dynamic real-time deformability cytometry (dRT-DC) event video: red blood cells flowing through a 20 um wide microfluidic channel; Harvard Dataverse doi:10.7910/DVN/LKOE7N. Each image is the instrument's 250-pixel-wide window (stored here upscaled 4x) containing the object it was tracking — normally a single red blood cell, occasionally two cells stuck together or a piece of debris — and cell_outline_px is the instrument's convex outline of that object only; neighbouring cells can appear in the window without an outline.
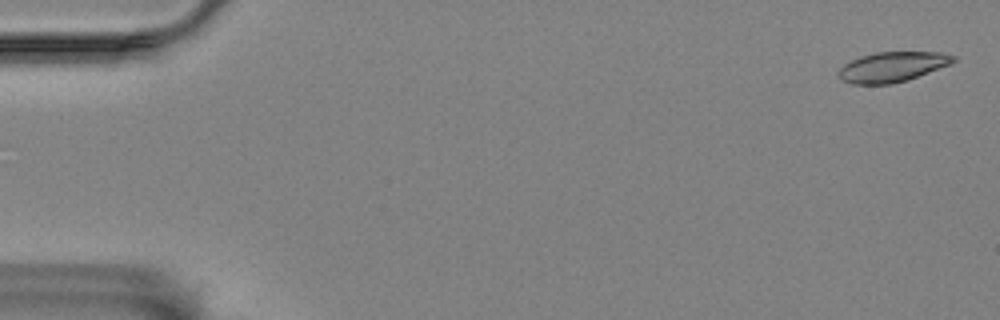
{"species": "Egyptian fruit bat (a non-hibernating species)", "species_latin": "Rousettus aegyptiacus", "temperature_condition": "room temperature", "stored_images_in_passage": 56, "camera_frame_rate_fps": 3000, "um_per_image_px": 0.085, "animal": {"sex": "female"}, "frame": {"image": 1, "passage_image": 1, "time_ms": 0.0, "image_size_px": [1000, 320], "cell_outline_px": [[956, 60], [952, 64], [908, 80], [892, 84], [852, 84], [840, 80], [836, 76], [836, 72], [844, 64], [860, 56], [876, 52], [940, 52], [956, 56]], "centroid_in_image_um": [75.83, 5.69], "position_along_channel_um": 9.2, "area_um2": 20.4}}
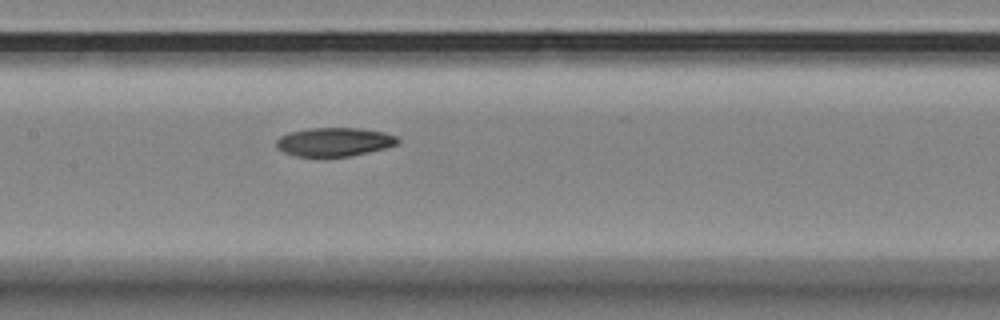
{"frame": {"image": 2, "passage_image": 27, "time_ms": 8.667, "image_size_px": [1000, 320], "cell_outline_px": [[400, 144], [368, 152], [348, 156], [296, 156], [284, 152], [276, 148], [276, 140], [280, 136], [288, 132], [308, 128], [360, 128], [384, 132], [396, 136], [400, 140]], "centroid_in_image_um": [28.41, 12.05], "position_along_channel_um": 179.0, "area_um2": 20.35}}
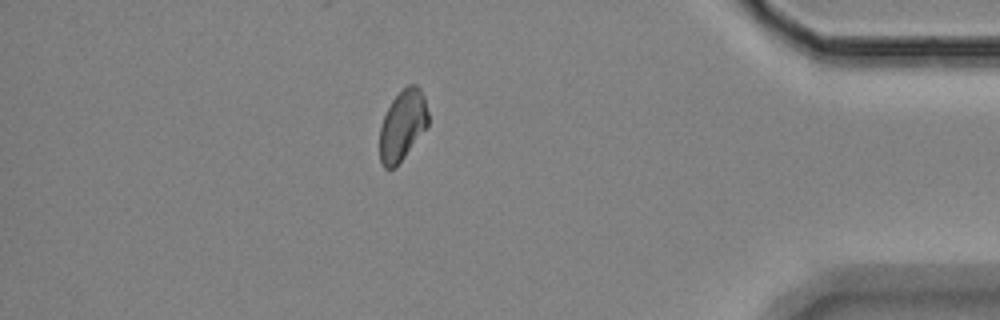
{"frame": {"image": 3, "passage_image": 49, "time_ms": 16.0, "image_size_px": [1000, 320], "cell_outline_px": [[428, 124], [396, 168], [384, 168], [380, 160], [380, 128], [384, 116], [392, 100], [408, 84], [416, 84], [420, 88], [424, 96], [428, 112]], "centroid_in_image_um": [34.21, 10.65], "position_along_channel_um": 401.0, "area_um2": 19.65}, "authors_computed_cell_mechanics": {"area_um2": 20.808, "velocity_mm_per_s": 3.5229, "shape_relaxation_time_tau1_ms": 8.8469, "shape_relaxation_time_tau2_ms": null, "deformation_change_tau1": 0.1513, "deformation_change_tau2": null}}